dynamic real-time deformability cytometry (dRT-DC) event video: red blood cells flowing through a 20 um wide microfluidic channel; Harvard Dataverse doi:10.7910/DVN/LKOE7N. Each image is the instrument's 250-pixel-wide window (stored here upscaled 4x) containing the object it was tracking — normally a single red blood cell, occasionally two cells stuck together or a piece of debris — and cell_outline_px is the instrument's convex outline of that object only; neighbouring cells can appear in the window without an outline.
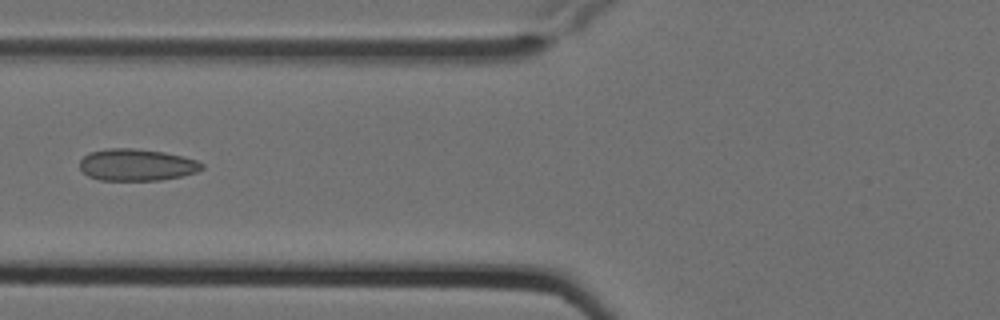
{"species": "Egyptian fruit bat (a non-hibernating species)", "species_latin": "Rousettus aegyptiacus", "temperature_condition": "cold", "stored_images_in_passage": 7, "camera_frame_rate_fps": 3000, "um_per_image_px": 0.085, "animal": {"sex": "female"}, "frame": {"image": 1, "passage_image": 7, "time_ms": 2.0, "image_size_px": [1000, 320], "cell_outline_px": [[204, 168], [196, 172], [180, 176], [160, 180], [100, 180], [88, 176], [80, 168], [80, 160], [88, 152], [104, 148], [132, 148], [164, 152], [196, 160], [204, 164]], "centroid_in_image_um": [11.59, 14.0], "position_along_channel_um": 114.2, "area_um2": 22.66}}